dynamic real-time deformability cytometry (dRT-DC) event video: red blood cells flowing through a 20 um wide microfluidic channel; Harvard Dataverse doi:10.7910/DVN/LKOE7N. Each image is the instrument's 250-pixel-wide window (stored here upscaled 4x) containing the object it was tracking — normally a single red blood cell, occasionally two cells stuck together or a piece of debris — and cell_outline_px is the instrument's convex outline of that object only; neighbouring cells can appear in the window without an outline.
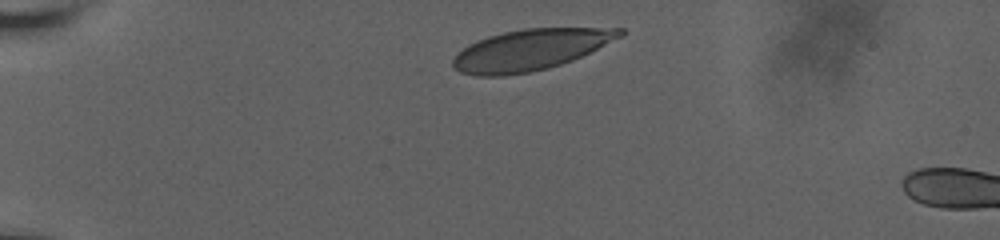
{"species": "human", "species_latin": "Homo sapiens", "temperature_condition": "room temperature", "stored_images_in_passage": 6, "camera_frame_rate_fps": 3000, "um_per_image_px": 0.085, "donor": {"sex": "male"}, "frame": {"image": 1, "passage_image": 1, "time_ms": 0.0, "image_size_px": [1000, 240], "cell_outline_px": [[624, 36], [572, 60], [548, 68], [528, 72], [504, 76], [476, 76], [460, 72], [452, 64], [452, 60], [468, 44], [476, 40], [488, 36], [504, 32], [524, 28], [624, 28]], "centroid_in_image_um": [45.09, 4.23], "position_along_channel_um": 39.9, "area_um2": 39.71}}
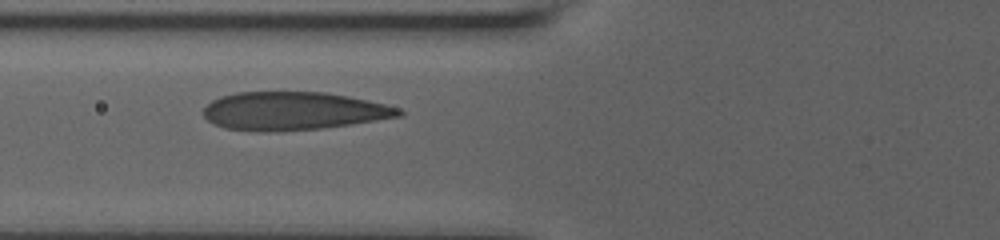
{"frame": {"image": 2, "passage_image": 5, "time_ms": 3.333, "image_size_px": [1000, 240], "cell_outline_px": [[404, 112], [400, 116], [348, 124], [320, 128], [276, 132], [224, 128], [208, 120], [204, 116], [204, 108], [212, 100], [220, 96], [236, 92], [324, 92], [348, 96], [368, 100], [400, 108]], "centroid_in_image_um": [24.91, 9.42], "position_along_channel_um": 100.9, "area_um2": 43.06}}
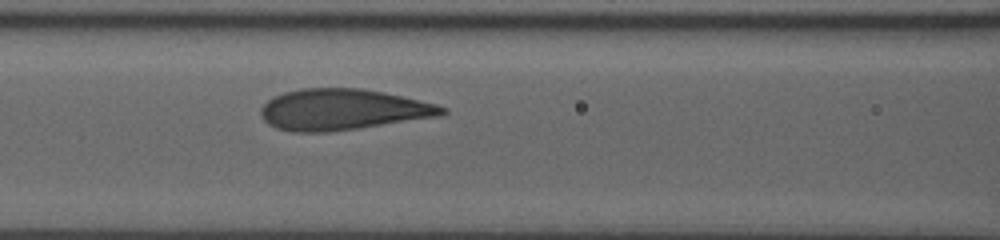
{"frame": {"image": 3, "passage_image": 6, "time_ms": 4.333, "image_size_px": [1000, 240], "cell_outline_px": [[448, 112], [436, 116], [356, 128], [328, 132], [292, 132], [276, 128], [268, 124], [264, 120], [260, 112], [260, 108], [272, 96], [284, 92], [304, 88], [360, 88], [384, 92], [436, 104], [448, 108]], "centroid_in_image_um": [29.06, 9.3], "position_along_channel_um": 137.5, "area_um2": 43.0}}